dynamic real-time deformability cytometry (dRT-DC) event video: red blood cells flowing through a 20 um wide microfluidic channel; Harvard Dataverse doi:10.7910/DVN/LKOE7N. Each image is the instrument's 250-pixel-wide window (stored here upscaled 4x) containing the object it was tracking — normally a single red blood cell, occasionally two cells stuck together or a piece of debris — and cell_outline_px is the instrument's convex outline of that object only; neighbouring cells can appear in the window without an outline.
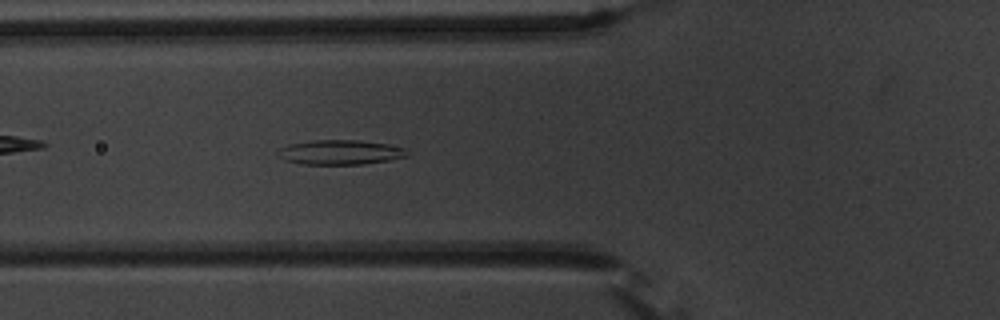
{"species": "common noctule bat (a hibernating species)", "species_latin": "Nyctalus noctula", "temperature_condition": "warm", "stored_images_in_passage": 55, "camera_frame_rate_fps": 3000, "um_per_image_px": 0.085, "animal": {"sex": "male", "body_mass_g": 20.1, "forearm_length_mm": 53.5}, "frame": {"image": 1, "passage_image": 21, "time_ms": 6.667, "image_size_px": [1000, 320], "cell_outline_px": [[408, 156], [388, 160], [364, 164], [304, 164], [284, 160], [276, 152], [280, 148], [288, 144], [312, 140], [360, 140], [388, 144], [404, 148], [408, 152]], "centroid_in_image_um": [28.91, 12.93], "position_along_channel_um": 96.9, "area_um2": 18.55}}
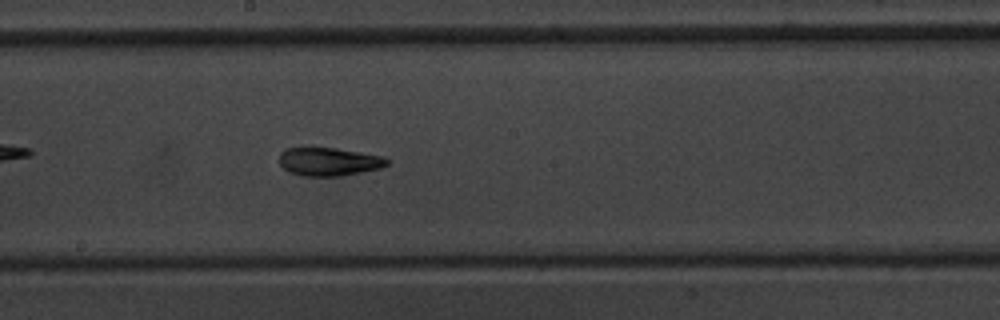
{"frame": {"image": 2, "passage_image": 31, "time_ms": 10.0, "image_size_px": [1000, 320], "cell_outline_px": [[392, 160], [388, 164], [380, 168], [340, 176], [304, 176], [288, 172], [280, 164], [280, 152], [288, 148], [336, 148], [384, 156]], "centroid_in_image_um": [27.99, 13.74], "position_along_channel_um": 220.2, "area_um2": 17.74}}
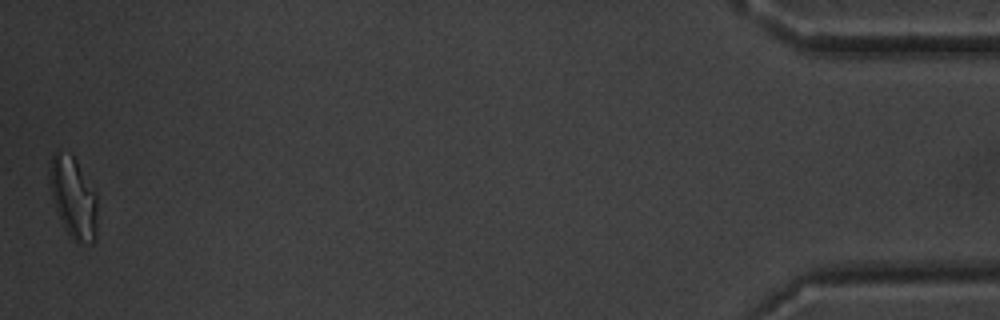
{"frame": {"image": 3, "passage_image": 55, "time_ms": 18.0, "image_size_px": [1000, 320], "cell_outline_px": [[96, 240], [92, 244], [80, 244], [72, 240], [64, 228], [56, 208], [48, 184], [48, 168], [52, 152], [56, 148], [72, 156], [76, 160], [96, 192]], "centroid_in_image_um": [6.2, 16.78], "position_along_channel_um": 429.0, "area_um2": 23.06}, "authors_computed_cell_mechanics": {"area_um2": 18.7272, "velocity_mm_per_s": 3.6802, "shape_relaxation_time_tau1_ms": null, "shape_relaxation_time_tau2_ms": 3.184, "deformation_change_tau1": null, "deformation_change_tau2": 0.0931}}